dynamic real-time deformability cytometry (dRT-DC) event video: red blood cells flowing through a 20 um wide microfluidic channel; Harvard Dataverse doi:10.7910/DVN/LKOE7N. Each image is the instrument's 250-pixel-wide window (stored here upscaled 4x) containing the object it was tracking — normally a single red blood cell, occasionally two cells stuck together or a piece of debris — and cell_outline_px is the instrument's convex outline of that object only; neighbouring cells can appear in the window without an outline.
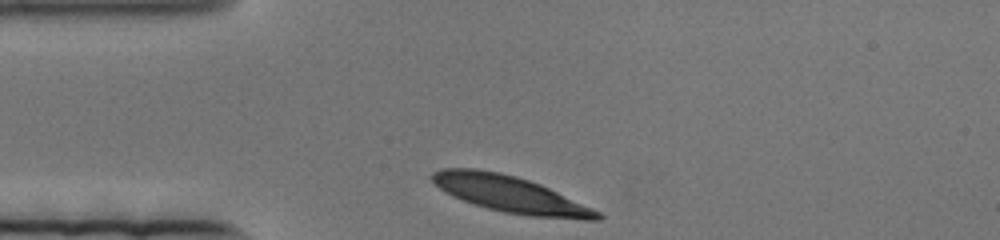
{"species": "human", "species_latin": "Homo sapiens", "temperature_condition": "cold", "stored_images_in_passage": 48, "camera_frame_rate_fps": 3000, "um_per_image_px": 0.085, "donor": {"sex": "female"}, "frame": {"image": 1, "passage_image": 1, "time_ms": 0.0, "image_size_px": [1000, 240], "cell_outline_px": [[604, 216], [600, 220], [584, 220], [532, 216], [504, 212], [488, 208], [452, 196], [444, 192], [432, 180], [432, 172], [444, 168], [476, 168], [500, 172], [516, 176], [540, 184], [592, 208], [600, 212]], "centroid_in_image_um": [43.39, 16.51], "position_along_channel_um": 41.6, "area_um2": 34.74}}
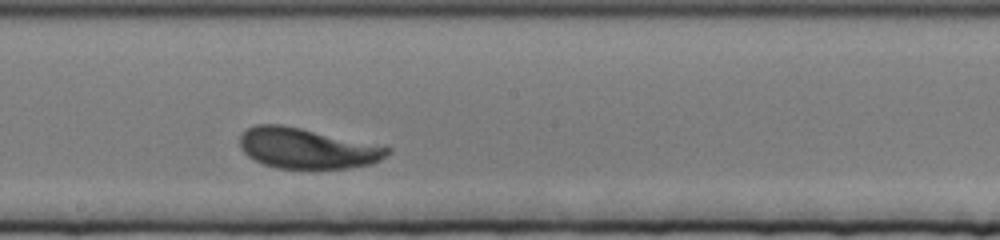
{"frame": {"image": 2, "passage_image": 27, "time_ms": 8.667, "image_size_px": [1000, 240], "cell_outline_px": [[392, 152], [380, 160], [372, 164], [348, 168], [276, 168], [264, 164], [248, 156], [240, 148], [240, 136], [248, 128], [256, 124], [280, 124], [300, 128], [392, 148]], "centroid_in_image_um": [26.09, 12.61], "position_along_channel_um": 222.1, "area_um2": 34.39}}
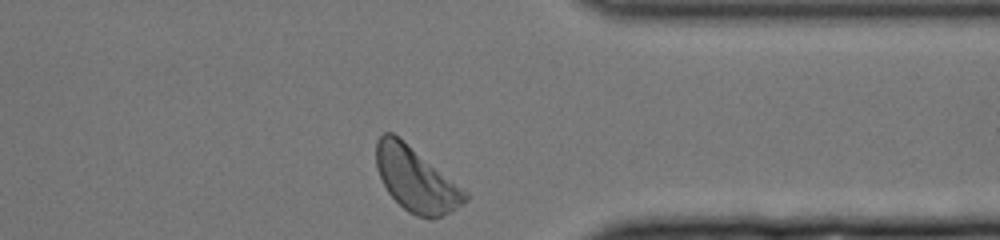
{"frame": {"image": 3, "passage_image": 48, "time_ms": 15.667, "image_size_px": [1000, 240], "cell_outline_px": [[468, 200], [448, 212], [440, 216], [428, 220], [416, 216], [408, 212], [388, 192], [376, 168], [376, 140], [384, 132], [392, 132], [464, 188], [468, 192]], "centroid_in_image_um": [35.35, 15.26], "position_along_channel_um": 376.0, "area_um2": 32.89}}